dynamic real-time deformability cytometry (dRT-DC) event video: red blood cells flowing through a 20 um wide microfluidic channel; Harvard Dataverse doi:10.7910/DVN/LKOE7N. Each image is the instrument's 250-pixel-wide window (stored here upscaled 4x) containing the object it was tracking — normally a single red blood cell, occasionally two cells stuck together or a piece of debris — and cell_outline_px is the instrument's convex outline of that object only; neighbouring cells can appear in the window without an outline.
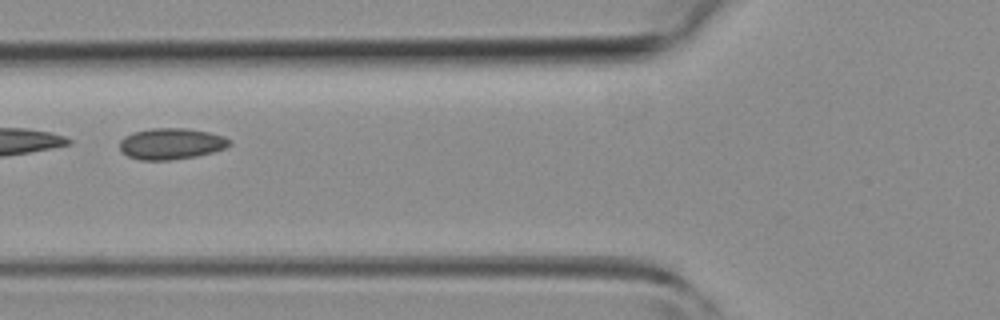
{"species": "common noctule bat (a hibernating species)", "species_latin": "Nyctalus noctula", "temperature_condition": "room temperature", "stored_images_in_passage": 5, "camera_frame_rate_fps": 3000, "um_per_image_px": 0.085, "animal": {"sex": "female", "body_mass_g": 19.3, "forearm_length_mm": 54.1}, "frame": {"image": 1, "passage_image": 4, "time_ms": 3.667, "image_size_px": [1000, 320], "cell_outline_px": [[232, 144], [224, 148], [212, 152], [196, 156], [172, 160], [140, 160], [128, 156], [120, 152], [120, 140], [124, 136], [132, 132], [152, 128], [184, 128], [208, 132], [224, 136], [232, 140]], "centroid_in_image_um": [14.53, 12.22], "position_along_channel_um": 111.3, "area_um2": 20.11}}
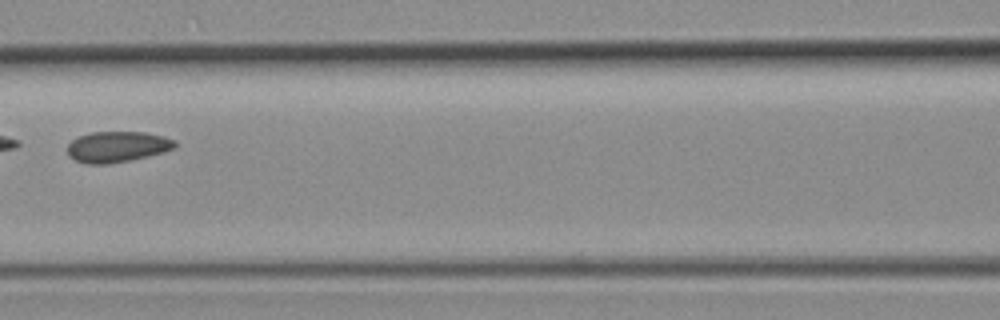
{"frame": {"image": 2, "passage_image": 5, "time_ms": 4.667, "image_size_px": [1000, 320], "cell_outline_px": [[176, 148], [164, 152], [148, 156], [108, 164], [88, 164], [76, 160], [68, 156], [68, 144], [72, 140], [80, 136], [92, 132], [144, 132], [164, 136], [176, 140]], "centroid_in_image_um": [9.99, 12.47], "position_along_channel_um": 156.6, "area_um2": 19.31}}